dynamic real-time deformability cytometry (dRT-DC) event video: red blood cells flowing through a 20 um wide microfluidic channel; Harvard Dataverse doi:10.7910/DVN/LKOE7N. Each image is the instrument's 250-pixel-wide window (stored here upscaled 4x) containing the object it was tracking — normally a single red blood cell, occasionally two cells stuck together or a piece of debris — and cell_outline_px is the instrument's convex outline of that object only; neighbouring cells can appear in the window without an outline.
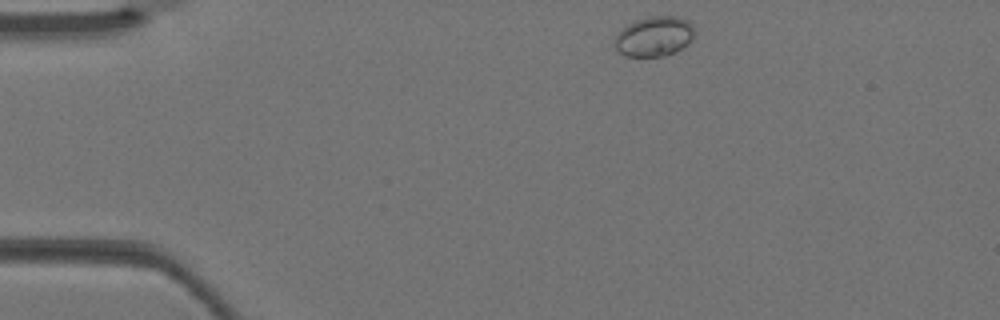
{"species": "Egyptian fruit bat (a non-hibernating species)", "species_latin": "Rousettus aegyptiacus", "temperature_condition": "warm", "stored_images_in_passage": 2, "camera_frame_rate_fps": 3000, "um_per_image_px": 0.085, "animal": {"sex": "female"}, "frame": {"image": 1, "passage_image": 1, "time_ms": 0.0, "image_size_px": [1000, 320], "cell_outline_px": [[696, 32], [688, 44], [676, 52], [668, 56], [624, 56], [616, 48], [616, 36], [628, 24], [636, 20], [648, 16], [676, 16], [688, 20], [692, 24]], "centroid_in_image_um": [55.67, 3.09], "position_along_channel_um": 29.3, "area_um2": 18.61}}